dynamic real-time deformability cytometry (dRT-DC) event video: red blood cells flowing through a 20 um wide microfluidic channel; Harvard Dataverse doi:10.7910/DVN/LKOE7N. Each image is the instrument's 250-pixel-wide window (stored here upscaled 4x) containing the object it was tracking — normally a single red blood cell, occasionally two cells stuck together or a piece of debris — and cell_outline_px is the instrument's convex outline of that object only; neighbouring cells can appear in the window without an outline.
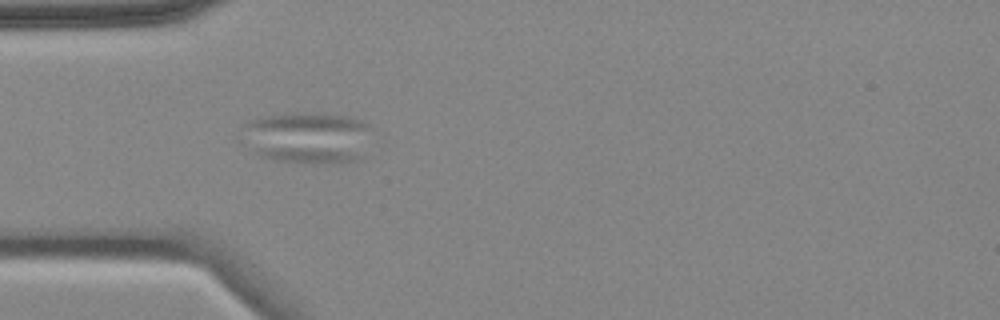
{"species": "common noctule bat (a hibernating species)", "species_latin": "Nyctalus noctula", "temperature_condition": "cold", "stored_images_in_passage": 5, "camera_frame_rate_fps": 3000, "um_per_image_px": 0.085, "animal": {"sex": "female", "body_mass_g": 18.4}, "frame": {"image": 1, "passage_image": 5, "time_ms": 4.667, "image_size_px": [1000, 320], "cell_outline_px": [[368, 124], [364, 156], [360, 160], [276, 160], [256, 156], [244, 124], [252, 120], [272, 116], [316, 112], [344, 116]], "centroid_in_image_um": [26.19, 11.66], "position_along_channel_um": 58.8, "area_um2": 36.47}}